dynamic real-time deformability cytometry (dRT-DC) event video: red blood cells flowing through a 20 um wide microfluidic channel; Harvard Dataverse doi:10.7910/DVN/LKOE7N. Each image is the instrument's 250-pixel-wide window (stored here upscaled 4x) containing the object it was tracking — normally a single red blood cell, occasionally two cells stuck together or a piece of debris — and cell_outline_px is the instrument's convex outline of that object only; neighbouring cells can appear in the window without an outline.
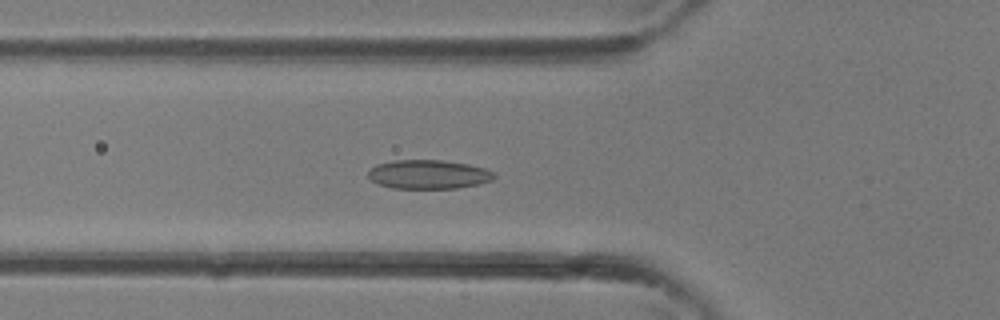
{"species": "common noctule bat (a hibernating species)", "species_latin": "Nyctalus noctula", "temperature_condition": "room temperature", "stored_images_in_passage": 35, "camera_frame_rate_fps": 3000, "um_per_image_px": 0.085, "animal": {"sex": "female"}, "frame": {"image": 1, "passage_image": 12, "time_ms": 3.667, "image_size_px": [1000, 320], "cell_outline_px": [[496, 176], [492, 180], [480, 184], [456, 188], [392, 188], [380, 184], [372, 180], [368, 176], [368, 172], [376, 164], [396, 160], [440, 160], [468, 164], [484, 168], [496, 172]], "centroid_in_image_um": [36.46, 14.82], "position_along_channel_um": 89.3, "area_um2": 21.21}}
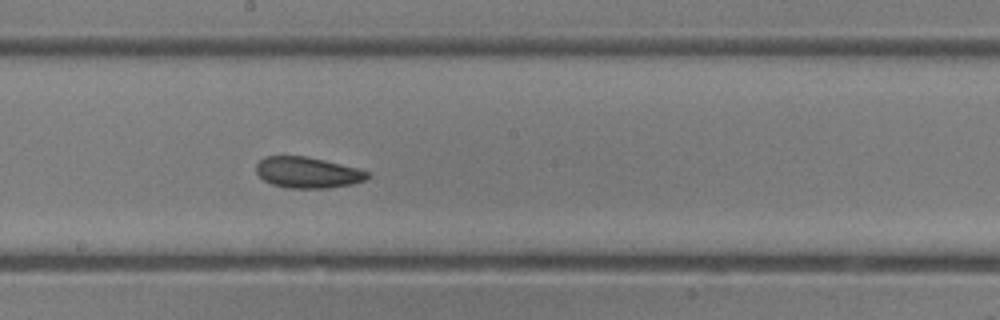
{"frame": {"image": 2, "passage_image": 19, "time_ms": 6.0, "image_size_px": [1000, 320], "cell_outline_px": [[368, 176], [364, 180], [352, 184], [328, 188], [288, 188], [272, 184], [264, 180], [256, 172], [256, 164], [264, 156], [308, 156], [356, 168], [368, 172]], "centroid_in_image_um": [26.1, 14.66], "position_along_channel_um": 222.1, "area_um2": 19.94}}
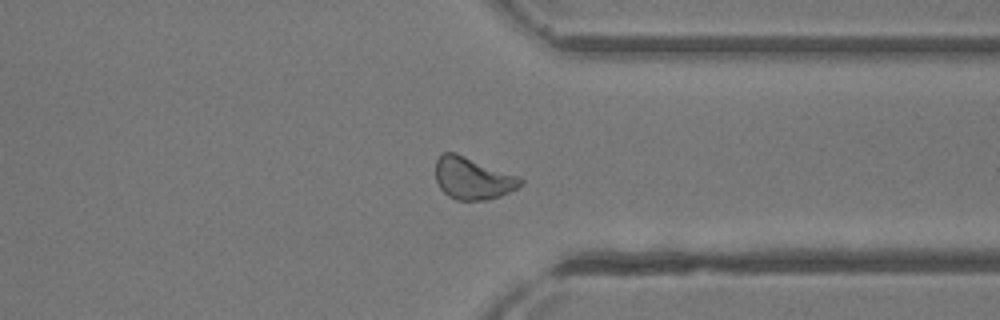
{"frame": {"image": 3, "passage_image": 27, "time_ms": 8.667, "image_size_px": [1000, 320], "cell_outline_px": [[524, 184], [500, 196], [488, 200], [456, 200], [448, 196], [440, 188], [436, 180], [436, 160], [444, 152], [456, 152], [520, 176], [524, 180]], "centroid_in_image_um": [40.2, 15.15], "position_along_channel_um": 371.2, "area_um2": 21.04}}